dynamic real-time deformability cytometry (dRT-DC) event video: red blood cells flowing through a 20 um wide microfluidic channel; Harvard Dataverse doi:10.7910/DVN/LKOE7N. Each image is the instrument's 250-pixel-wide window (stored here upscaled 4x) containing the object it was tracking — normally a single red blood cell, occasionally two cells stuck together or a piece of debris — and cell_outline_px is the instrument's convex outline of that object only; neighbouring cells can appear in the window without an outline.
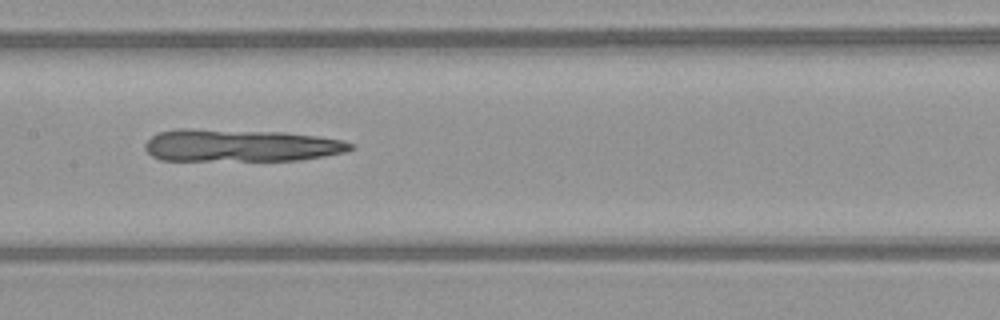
{"species": "common noctule bat (a hibernating species)", "species_latin": "Nyctalus noctula", "temperature_condition": "warm", "stored_images_in_passage": 44, "camera_frame_rate_fps": 3000, "um_per_image_px": 0.085, "animal": {"sex": "female", "body_mass_g": 21.9}, "frame": {"image": 1, "passage_image": 22, "time_ms": 7.0, "image_size_px": [1000, 320], "cell_outline_px": [[356, 148], [344, 152], [324, 156], [300, 160], [160, 160], [152, 156], [144, 148], [144, 144], [152, 136], [160, 132], [176, 128], [188, 128], [284, 132], [316, 136], [340, 140], [356, 144]], "centroid_in_image_um": [20.44, 12.36], "position_along_channel_um": 187.0, "area_um2": 38.96}}
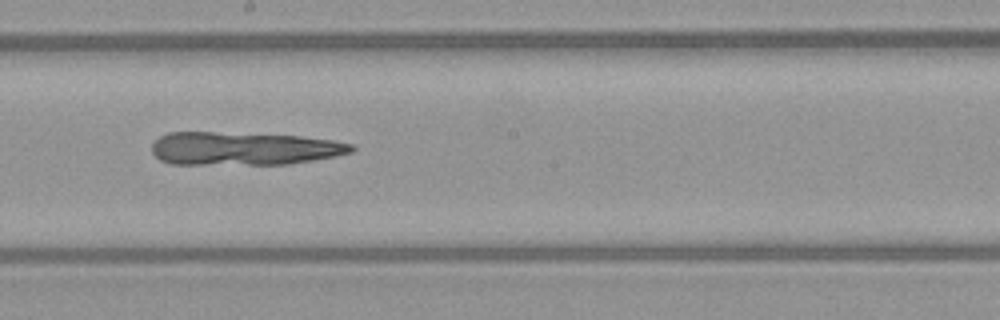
{"frame": {"image": 2, "passage_image": 25, "time_ms": 8.0, "image_size_px": [1000, 320], "cell_outline_px": [[356, 148], [352, 152], [336, 156], [288, 164], [168, 164], [160, 160], [152, 152], [152, 144], [160, 136], [168, 132], [212, 132], [300, 136], [332, 140], [352, 144]], "centroid_in_image_um": [20.7, 12.63], "position_along_channel_um": 227.5, "area_um2": 38.55}}